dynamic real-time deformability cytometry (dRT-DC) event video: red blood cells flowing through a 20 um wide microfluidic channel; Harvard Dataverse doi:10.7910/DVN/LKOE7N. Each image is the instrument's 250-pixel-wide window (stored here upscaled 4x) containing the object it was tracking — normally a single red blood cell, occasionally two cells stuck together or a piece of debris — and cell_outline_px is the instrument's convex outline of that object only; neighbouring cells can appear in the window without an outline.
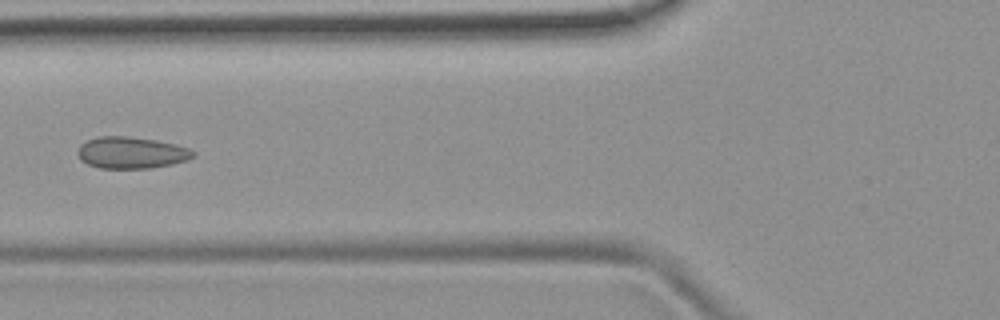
{"species": "common noctule bat (a hibernating species)", "species_latin": "Nyctalus noctula", "temperature_condition": "room temperature", "stored_images_in_passage": 7, "camera_frame_rate_fps": 3000, "um_per_image_px": 0.085, "animal": {"sex": "female", "body_mass_g": 19.9}, "frame": {"image": 1, "passage_image": 6, "time_ms": 6.333, "image_size_px": [1000, 320], "cell_outline_px": [[196, 156], [188, 160], [172, 164], [152, 168], [100, 168], [88, 164], [80, 160], [76, 152], [80, 144], [88, 140], [100, 136], [124, 136], [156, 140], [176, 144], [188, 148], [196, 152]], "centroid_in_image_um": [11.18, 12.98], "position_along_channel_um": 114.6, "area_um2": 21.44}}
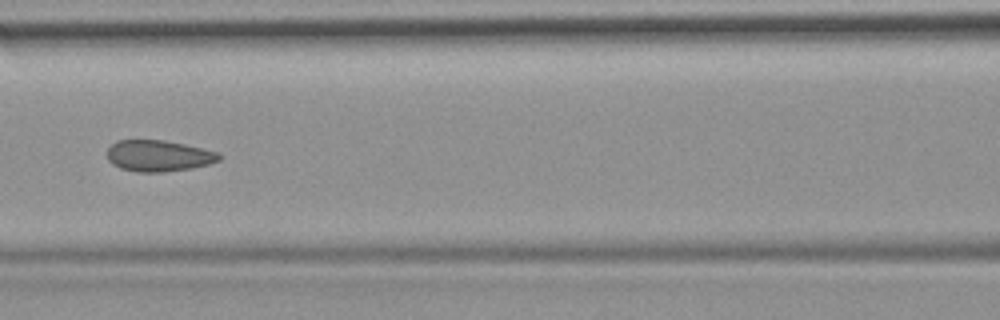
{"frame": {"image": 2, "passage_image": 7, "time_ms": 7.333, "image_size_px": [1000, 320], "cell_outline_px": [[224, 156], [220, 160], [208, 164], [192, 168], [164, 172], [136, 172], [120, 168], [112, 164], [108, 160], [108, 148], [116, 140], [164, 140], [184, 144], [220, 152]], "centroid_in_image_um": [13.5, 13.24], "position_along_channel_um": 153.1, "area_um2": 20.58}}